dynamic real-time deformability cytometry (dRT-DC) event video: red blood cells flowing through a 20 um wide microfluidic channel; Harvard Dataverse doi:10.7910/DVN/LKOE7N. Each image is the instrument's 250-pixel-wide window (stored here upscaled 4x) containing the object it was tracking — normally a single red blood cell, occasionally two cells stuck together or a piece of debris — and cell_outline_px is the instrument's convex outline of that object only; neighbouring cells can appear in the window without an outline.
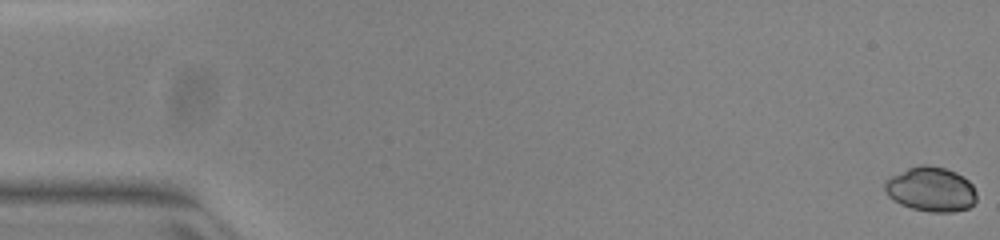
{"species": "common noctule bat (a hibernating species)", "species_latin": "Nyctalus noctula", "temperature_condition": "warm", "stored_images_in_passage": 53, "camera_frame_rate_fps": 3000, "um_per_image_px": 0.085, "animal": {"sex": "female", "body_mass_g": 23.0, "forearm_length_mm": 53.4}, "frame": {"image": 1, "passage_image": 1, "time_ms": 0.0, "image_size_px": [1000, 240], "cell_outline_px": [[976, 200], [968, 208], [952, 212], [928, 212], [912, 208], [900, 204], [892, 200], [888, 196], [884, 188], [884, 180], [888, 176], [908, 168], [920, 164], [928, 164], [944, 168], [956, 172], [968, 180], [972, 184], [976, 192]], "centroid_in_image_um": [79.09, 16.08], "position_along_channel_um": 5.9, "area_um2": 24.16}}
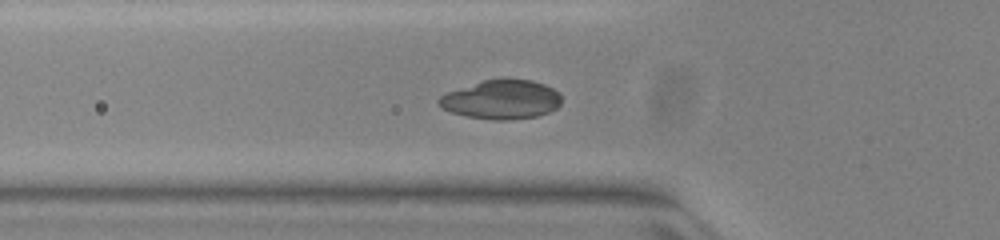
{"frame": {"image": 2, "passage_image": 19, "time_ms": 6.0, "image_size_px": [1000, 240], "cell_outline_px": [[560, 104], [556, 108], [548, 112], [536, 116], [508, 120], [492, 120], [468, 116], [452, 112], [436, 104], [436, 100], [440, 96], [448, 92], [484, 80], [532, 80], [544, 84], [560, 92]], "centroid_in_image_um": [42.63, 8.47], "position_along_channel_um": 83.2, "area_um2": 27.51}}
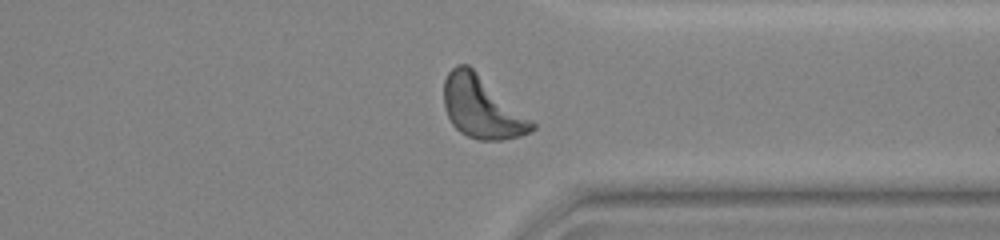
{"frame": {"image": 3, "passage_image": 41, "time_ms": 13.333, "image_size_px": [1000, 240], "cell_outline_px": [[536, 128], [532, 132], [520, 136], [504, 140], [480, 140], [468, 136], [460, 132], [452, 124], [448, 116], [444, 104], [444, 80], [448, 72], [456, 64], [468, 64], [532, 120], [536, 124]], "centroid_in_image_um": [40.96, 9.13], "position_along_channel_um": 370.4, "area_um2": 31.62}, "authors_computed_cell_mechanics": {"area_um2": 26.4724, "velocity_mm_per_s": 3.9359, "shape_relaxation_time_tau1_ms": 1.5627, "shape_relaxation_time_tau2_ms": 2.4179, "deformation_change_tau1": 0.0874, "deformation_change_tau2": 0.0973}}